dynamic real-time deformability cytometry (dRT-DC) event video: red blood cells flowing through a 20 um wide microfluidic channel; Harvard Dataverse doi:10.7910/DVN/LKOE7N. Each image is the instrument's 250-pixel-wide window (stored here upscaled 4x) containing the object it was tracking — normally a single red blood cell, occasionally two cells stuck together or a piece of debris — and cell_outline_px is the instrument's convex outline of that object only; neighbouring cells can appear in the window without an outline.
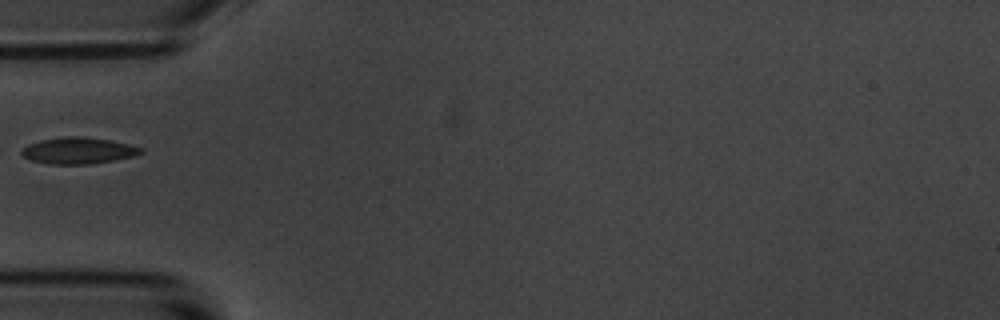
{"species": "common noctule bat (a hibernating species)", "species_latin": "Nyctalus noctula", "temperature_condition": "room temperature", "stored_images_in_passage": 5, "camera_frame_rate_fps": 3000, "um_per_image_px": 0.085, "animal": {"sex": "male", "body_mass_g": 20.1, "forearm_length_mm": 53.5}, "frame": {"image": 1, "passage_image": 5, "time_ms": 5.333, "image_size_px": [1000, 320], "cell_outline_px": [[144, 152], [132, 156], [112, 160], [88, 164], [48, 164], [32, 160], [24, 156], [20, 152], [20, 148], [28, 144], [40, 140], [68, 136], [76, 136], [108, 140], [128, 144], [144, 148]], "centroid_in_image_um": [6.62, 12.8], "position_along_channel_um": 78.4, "area_um2": 18.15}}